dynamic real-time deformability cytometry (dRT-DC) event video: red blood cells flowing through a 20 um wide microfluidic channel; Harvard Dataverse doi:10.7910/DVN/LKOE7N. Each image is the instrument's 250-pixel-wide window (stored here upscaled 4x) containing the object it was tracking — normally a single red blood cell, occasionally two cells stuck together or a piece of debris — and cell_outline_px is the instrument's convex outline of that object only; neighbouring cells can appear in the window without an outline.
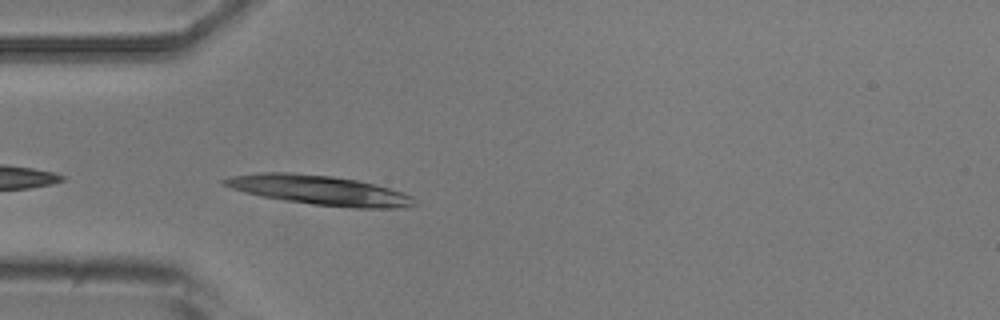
{"species": "common noctule bat (a hibernating species)", "species_latin": "Nyctalus noctula", "temperature_condition": "room temperature", "stored_images_in_passage": 3, "camera_frame_rate_fps": 3000, "um_per_image_px": 0.085, "animal": {"sex": "male", "body_mass_g": 20.5, "forearm_length_mm": 52.5}, "frame": {"image": 1, "passage_image": 3, "time_ms": 2.0, "image_size_px": [1000, 320], "cell_outline_px": [[420, 204], [408, 208], [352, 208], [312, 204], [284, 200], [260, 196], [244, 192], [220, 184], [220, 180], [232, 176], [264, 172], [292, 172], [332, 176], [356, 180], [404, 192], [412, 196]], "centroid_in_image_um": [27.19, 16.17], "position_along_channel_um": 57.8, "area_um2": 32.89}}